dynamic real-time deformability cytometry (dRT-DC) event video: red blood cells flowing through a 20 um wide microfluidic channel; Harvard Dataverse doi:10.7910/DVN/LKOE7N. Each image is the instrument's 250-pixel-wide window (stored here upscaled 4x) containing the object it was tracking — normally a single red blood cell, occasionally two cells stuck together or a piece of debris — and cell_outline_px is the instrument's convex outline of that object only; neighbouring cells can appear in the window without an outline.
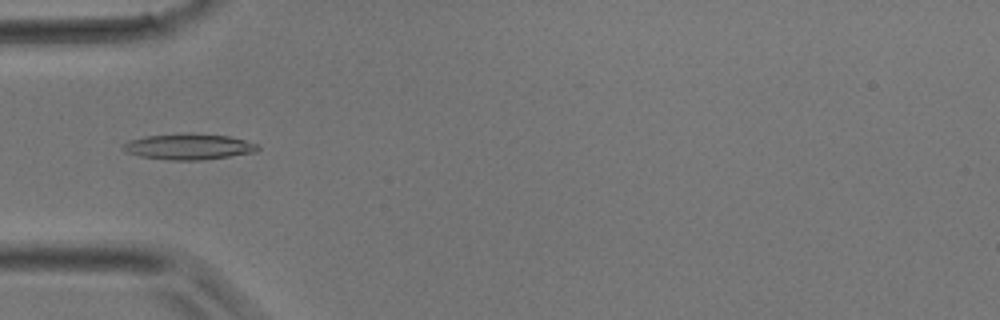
{"species": "common noctule bat (a hibernating species)", "species_latin": "Nyctalus noctula", "temperature_condition": "room temperature", "stored_images_in_passage": 34, "camera_frame_rate_fps": 3000, "um_per_image_px": 0.085, "animal": {"sex": "male", "body_mass_g": 17.9}, "frame": {"image": 1, "passage_image": 12, "time_ms": 3.667, "image_size_px": [1000, 320], "cell_outline_px": [[260, 148], [256, 152], [200, 160], [168, 160], [140, 156], [128, 152], [124, 148], [124, 144], [128, 140], [144, 136], [228, 136], [260, 144]], "centroid_in_image_um": [16.08, 12.51], "position_along_channel_um": 68.9, "area_um2": 19.13}}
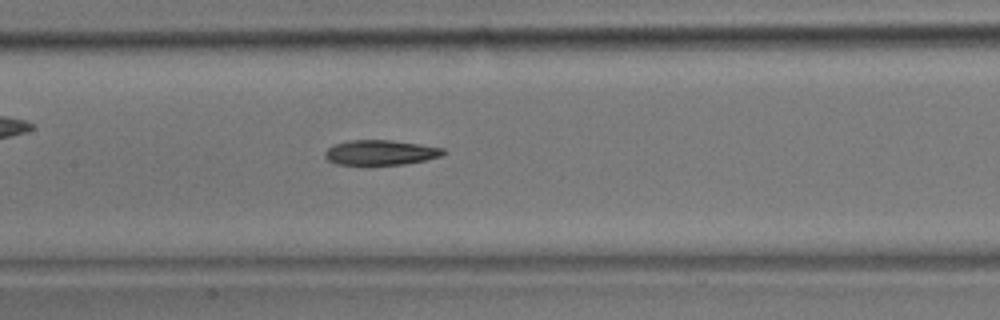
{"frame": {"image": 2, "passage_image": 18, "time_ms": 5.667, "image_size_px": [1000, 320], "cell_outline_px": [[448, 152], [440, 156], [424, 160], [404, 164], [332, 164], [324, 156], [324, 152], [328, 148], [336, 144], [348, 140], [392, 140], [444, 148]], "centroid_in_image_um": [32.33, 12.96], "position_along_channel_um": 175.1, "area_um2": 17.11}}
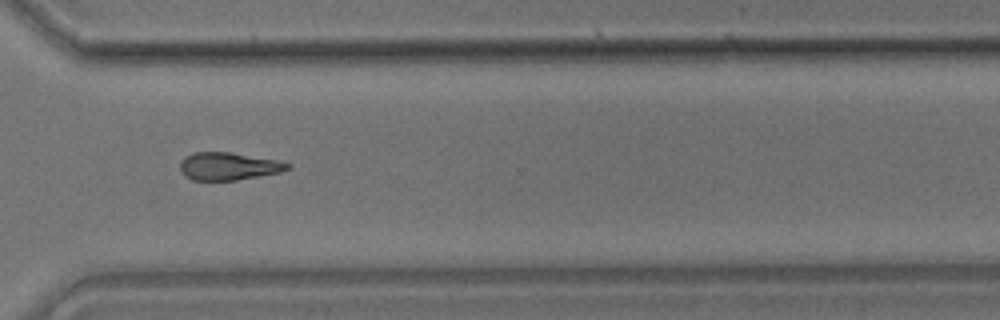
{"frame": {"image": 3, "passage_image": 28, "time_ms": 9.0, "image_size_px": [1000, 320], "cell_outline_px": [[292, 168], [280, 172], [236, 180], [192, 180], [184, 176], [180, 172], [180, 164], [184, 156], [196, 152], [228, 152], [276, 160], [292, 164]], "centroid_in_image_um": [19.4, 14.13], "position_along_channel_um": 351.2, "area_um2": 17.28}}